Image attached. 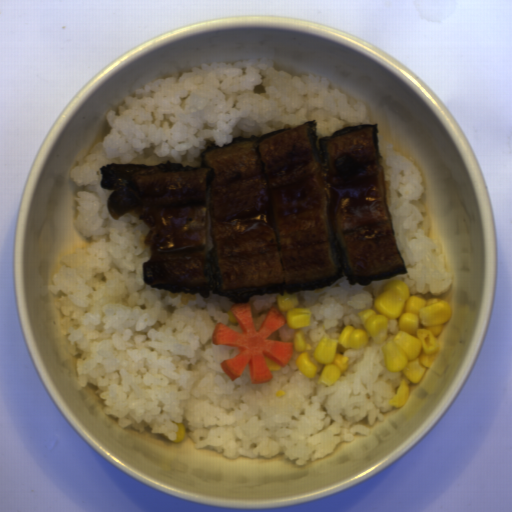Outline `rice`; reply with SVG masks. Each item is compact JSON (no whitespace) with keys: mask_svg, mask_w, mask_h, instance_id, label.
<instances>
[{"mask_svg":"<svg viewBox=\"0 0 512 512\" xmlns=\"http://www.w3.org/2000/svg\"><path fill=\"white\" fill-rule=\"evenodd\" d=\"M328 78L292 76L275 70L272 59L236 63H201L181 77L159 78L135 88L123 106L110 109L111 127L91 148L82 165L70 169L84 191L74 225L96 242L61 259L52 274L54 301L64 315L63 334H70L80 387L93 383L105 399L106 415L118 418L122 429L132 424L143 432L177 439L182 423L195 448H208L236 459L275 457L297 466L333 452L354 433L370 435L356 424L367 415L370 426L393 410L390 399L401 370H388L382 345L373 338L361 349L345 350L347 368L330 386L321 375L307 378L295 362L270 370L273 378L252 383L249 363L235 380L222 361L239 354L237 346L215 345L218 323L244 333L226 295L204 298L184 290L172 293L143 280V265L152 256L144 244L152 231L128 212L115 220L103 190L101 167L110 163L172 164L202 167L208 146L228 145L237 137L251 138L293 129L315 120V145L345 127L370 125L363 102L352 108L346 94L330 90Z\"/></svg>","mask_w":512,"mask_h":512,"instance_id":"obj_1","label":"rice"},{"mask_svg":"<svg viewBox=\"0 0 512 512\" xmlns=\"http://www.w3.org/2000/svg\"><path fill=\"white\" fill-rule=\"evenodd\" d=\"M380 165L383 166L385 203L392 218L394 241L406 273L403 278L411 295L440 294L453 285L452 272L445 270L446 254L439 239L428 237L432 225L427 207L419 201L425 192L421 172L411 160L377 136Z\"/></svg>","mask_w":512,"mask_h":512,"instance_id":"obj_2","label":"rice"},{"mask_svg":"<svg viewBox=\"0 0 512 512\" xmlns=\"http://www.w3.org/2000/svg\"><path fill=\"white\" fill-rule=\"evenodd\" d=\"M389 279L371 280L370 285L358 282L350 285L347 276H344L324 288L298 290V305H294L295 308H309L311 311L309 325L300 328L312 347L309 355L313 354L324 335L336 342L346 326L364 329L357 313L372 308L378 290Z\"/></svg>","mask_w":512,"mask_h":512,"instance_id":"obj_3","label":"rice"}]
</instances>
